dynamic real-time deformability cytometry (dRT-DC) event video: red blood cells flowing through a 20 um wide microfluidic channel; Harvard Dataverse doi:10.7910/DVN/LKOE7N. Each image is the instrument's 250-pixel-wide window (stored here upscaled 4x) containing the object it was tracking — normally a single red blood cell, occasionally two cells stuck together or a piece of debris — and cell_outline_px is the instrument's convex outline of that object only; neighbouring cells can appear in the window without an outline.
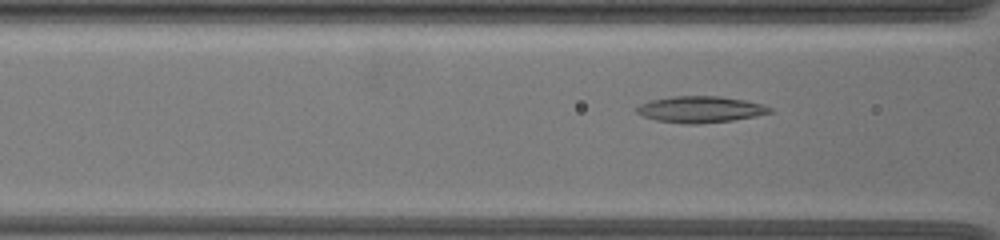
{"species": "common noctule bat (a hibernating species)", "species_latin": "Nyctalus noctula", "temperature_condition": "warm", "stored_images_in_passage": 35, "camera_frame_rate_fps": 3000, "um_per_image_px": 0.085, "animal": {"sex": "female", "body_mass_g": 19.5, "forearm_length_mm": 54.1}, "frame": {"image": 1, "passage_image": 8, "time_ms": 1.667, "image_size_px": [1000, 240], "cell_outline_px": [[772, 112], [756, 116], [732, 120], [696, 124], [684, 124], [656, 120], [644, 116], [636, 112], [636, 108], [640, 104], [652, 100], [672, 96], [720, 96], [744, 100], [764, 104], [772, 108]], "centroid_in_image_um": [59.55, 9.29], "position_along_channel_um": 107.1, "area_um2": 20.4}}
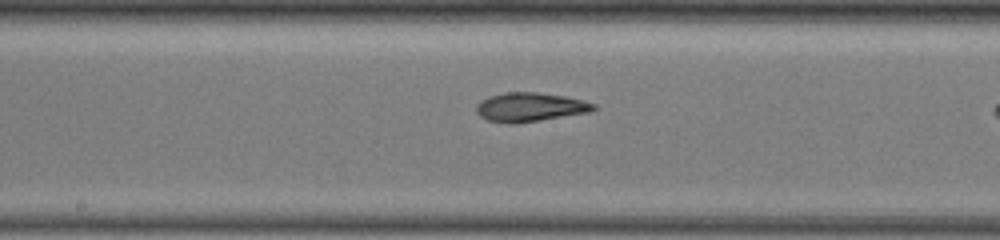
{"frame": {"image": 2, "passage_image": 18, "time_ms": 4.333, "image_size_px": [1000, 240], "cell_outline_px": [[596, 108], [588, 112], [516, 124], [512, 124], [488, 120], [480, 116], [476, 112], [476, 104], [480, 100], [488, 96], [504, 92], [536, 92], [564, 96], [596, 104]], "centroid_in_image_um": [44.99, 9.1], "position_along_channel_um": 203.2, "area_um2": 19.71}}
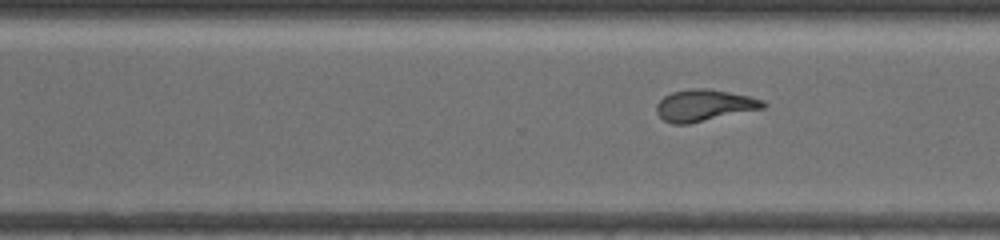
{"frame": {"image": 3, "passage_image": 30, "time_ms": 7.333, "image_size_px": [1000, 240], "cell_outline_px": [[768, 104], [764, 108], [688, 124], [672, 124], [664, 120], [656, 112], [656, 104], [664, 96], [672, 92], [692, 88], [704, 88], [728, 92], [748, 96], [764, 100]], "centroid_in_image_um": [59.85, 8.96], "position_along_channel_um": 310.7, "area_um2": 19.54}}